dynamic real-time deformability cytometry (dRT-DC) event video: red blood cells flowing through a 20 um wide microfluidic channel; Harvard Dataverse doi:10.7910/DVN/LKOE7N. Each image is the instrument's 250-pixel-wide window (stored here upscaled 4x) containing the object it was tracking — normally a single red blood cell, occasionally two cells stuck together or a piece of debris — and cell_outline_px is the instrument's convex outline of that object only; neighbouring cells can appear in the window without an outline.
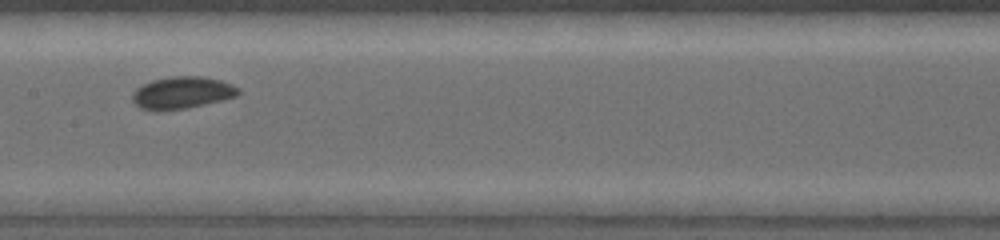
{"species": "common noctule bat (a hibernating species)", "species_latin": "Nyctalus noctula", "temperature_condition": "warm", "stored_images_in_passage": 16, "camera_frame_rate_fps": 5000, "um_per_image_px": 0.085, "animal": {"sex": "female", "body_mass_g": 19.0, "forearm_length_mm": 53.3}, "frame": {"image": 1, "passage_image": 7, "time_ms": 3.0, "image_size_px": [1000, 240], "cell_outline_px": [[240, 92], [236, 96], [188, 108], [160, 112], [140, 108], [132, 100], [132, 92], [136, 88], [152, 80], [172, 76], [200, 76], [220, 80], [232, 84], [240, 88]], "centroid_in_image_um": [15.45, 7.89], "position_along_channel_um": 192.0, "area_um2": 19.94}}